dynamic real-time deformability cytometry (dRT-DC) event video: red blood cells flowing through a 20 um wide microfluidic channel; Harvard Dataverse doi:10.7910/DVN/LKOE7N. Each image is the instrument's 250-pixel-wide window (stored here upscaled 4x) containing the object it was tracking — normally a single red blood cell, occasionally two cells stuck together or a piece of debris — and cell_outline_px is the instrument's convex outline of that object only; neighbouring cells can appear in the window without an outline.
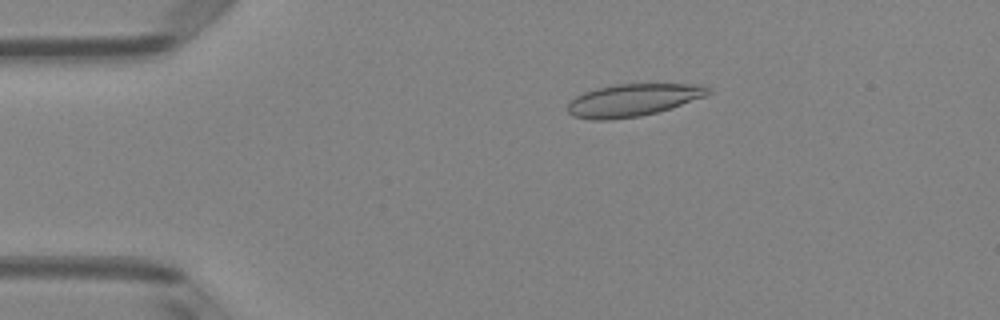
{"species": "Egyptian fruit bat (a non-hibernating species)", "species_latin": "Rousettus aegyptiacus", "temperature_condition": "room temperature", "stored_images_in_passage": 51, "camera_frame_rate_fps": 3000, "um_per_image_px": 0.085, "animal": {"sex": "female"}, "frame": {"image": 1, "passage_image": 10, "time_ms": 3.0, "image_size_px": [1000, 320], "cell_outline_px": [[712, 92], [704, 96], [656, 112], [640, 116], [608, 120], [592, 120], [572, 116], [568, 112], [568, 104], [576, 96], [584, 92], [596, 88], [616, 84], [704, 84], [712, 88]], "centroid_in_image_um": [53.79, 8.5], "position_along_channel_um": 31.2, "area_um2": 26.36}}
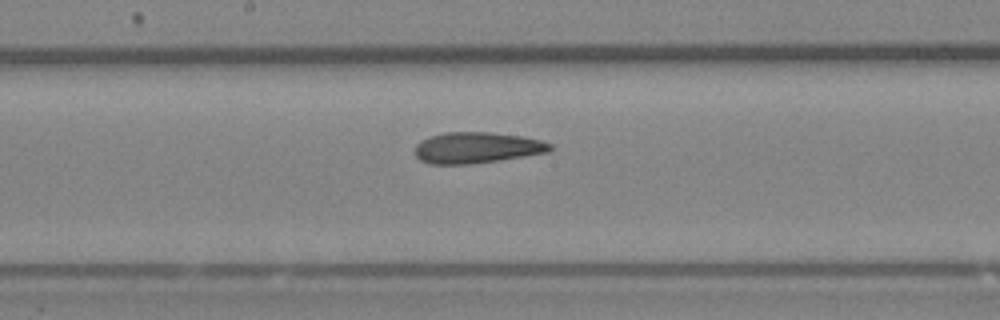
{"frame": {"image": 2, "passage_image": 27, "time_ms": 8.667, "image_size_px": [1000, 320], "cell_outline_px": [[552, 148], [548, 152], [500, 160], [468, 164], [428, 164], [420, 160], [416, 156], [416, 144], [420, 140], [444, 132], [488, 132], [520, 136], [540, 140], [552, 144]], "centroid_in_image_um": [40.51, 12.56], "position_along_channel_um": 207.7, "area_um2": 24.33}}
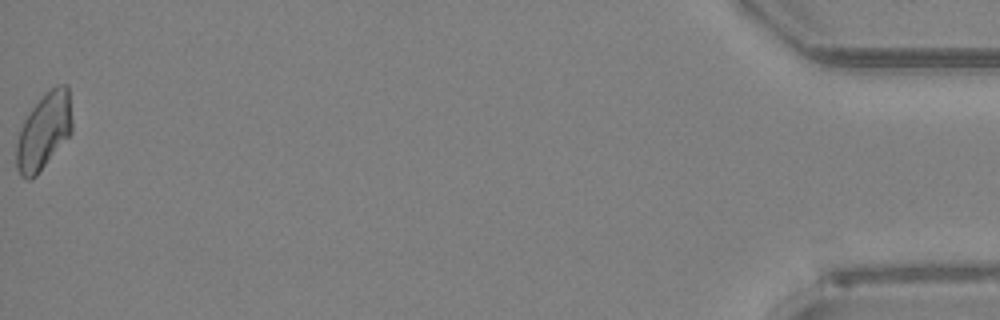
{"frame": {"image": 3, "passage_image": 51, "time_ms": 16.667, "image_size_px": [1000, 320], "cell_outline_px": [[72, 132], [36, 176], [32, 180], [28, 180], [20, 176], [16, 168], [16, 140], [20, 128], [24, 120], [32, 108], [56, 84], [68, 84], [72, 120]], "centroid_in_image_um": [3.72, 11.19], "position_along_channel_um": 431.5, "area_um2": 24.74}, "authors_computed_cell_mechanics": {"area_um2": 24.7384, "velocity_mm_per_s": 4.0277, "shape_relaxation_time_tau1_ms": 9.2082, "shape_relaxation_time_tau2_ms": 3.3861, "deformation_change_tau1": 0.1955, "deformation_change_tau2": 0.1179}}